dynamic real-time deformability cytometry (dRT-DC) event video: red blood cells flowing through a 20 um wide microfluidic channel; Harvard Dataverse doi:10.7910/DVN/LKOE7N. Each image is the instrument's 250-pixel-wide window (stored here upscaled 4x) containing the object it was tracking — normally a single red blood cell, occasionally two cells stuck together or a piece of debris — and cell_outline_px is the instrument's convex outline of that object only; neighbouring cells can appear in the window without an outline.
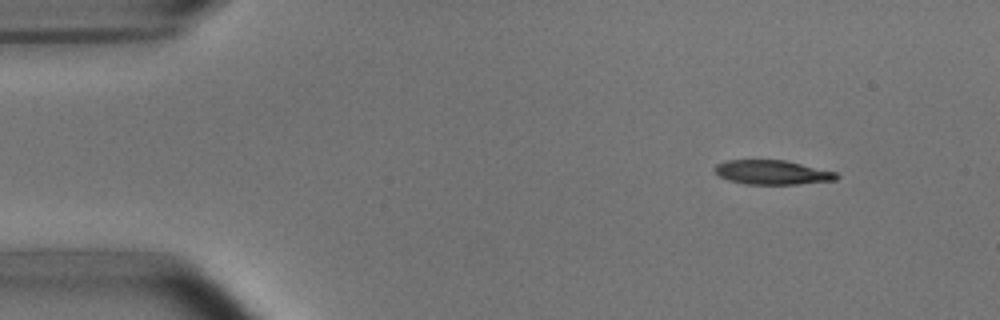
{"species": "common noctule bat (a hibernating species)", "species_latin": "Nyctalus noctula", "temperature_condition": "room temperature", "stored_images_in_passage": 47, "camera_frame_rate_fps": 3000, "um_per_image_px": 0.085, "animal": {"sex": "male", "body_mass_g": 15.6}, "frame": {"image": 1, "passage_image": 1, "time_ms": 0.0, "image_size_px": [1000, 320], "cell_outline_px": [[840, 176], [836, 180], [796, 184], [744, 184], [728, 180], [720, 176], [716, 172], [716, 164], [728, 160], [784, 160], [836, 172]], "centroid_in_image_um": [65.65, 14.65], "position_along_channel_um": 19.3, "area_um2": 17.05}}
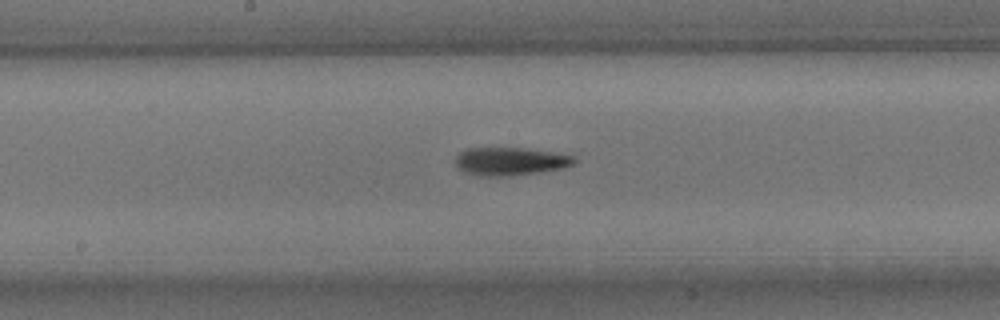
{"frame": {"image": 2, "passage_image": 22, "time_ms": 7.0, "image_size_px": [1000, 320], "cell_outline_px": [[576, 164], [564, 168], [540, 172], [508, 176], [472, 176], [456, 168], [456, 156], [460, 152], [468, 148], [524, 148], [552, 152], [576, 156]], "centroid_in_image_um": [43.37, 13.73], "position_along_channel_um": 204.8, "area_um2": 19.71}}
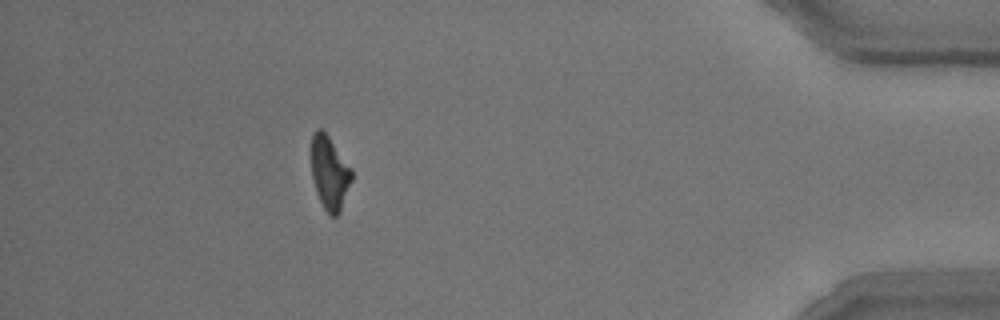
{"frame": {"image": 3, "passage_image": 42, "time_ms": 13.667, "image_size_px": [1000, 320], "cell_outline_px": [[352, 180], [340, 212], [336, 216], [332, 216], [324, 208], [316, 192], [312, 176], [312, 132], [316, 128], [320, 128], [328, 136], [352, 168]], "centroid_in_image_um": [28.02, 14.68], "position_along_channel_um": 407.2, "area_um2": 17.11}, "authors_computed_cell_mechanics": {"area_um2": 18.6116, "velocity_mm_per_s": 3.8251, "shape_relaxation_time_tau1_ms": 3.889, "shape_relaxation_time_tau2_ms": 9.2514, "deformation_change_tau1": 0.1687, "deformation_change_tau2": 0.2127}}